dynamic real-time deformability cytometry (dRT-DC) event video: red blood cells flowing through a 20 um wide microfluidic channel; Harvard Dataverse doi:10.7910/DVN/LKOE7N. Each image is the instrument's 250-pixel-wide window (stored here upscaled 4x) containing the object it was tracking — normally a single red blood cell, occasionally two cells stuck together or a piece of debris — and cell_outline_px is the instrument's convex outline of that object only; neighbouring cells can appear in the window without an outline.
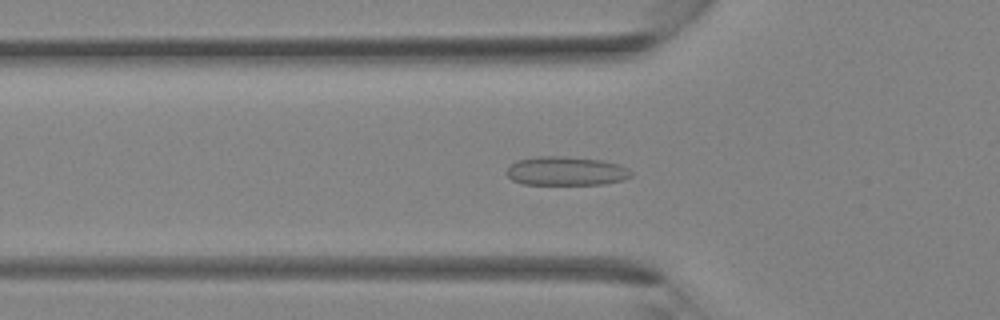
{"species": "Egyptian fruit bat (a non-hibernating species)", "species_latin": "Rousettus aegyptiacus", "temperature_condition": "room temperature", "stored_images_in_passage": 36, "camera_frame_rate_fps": 3000, "um_per_image_px": 0.085, "animal": {"sex": "female"}, "frame": {"image": 1, "passage_image": 12, "time_ms": 3.667, "image_size_px": [1000, 320], "cell_outline_px": [[632, 176], [624, 180], [604, 184], [524, 184], [512, 180], [504, 172], [516, 160], [536, 156], [564, 156], [604, 160], [628, 168], [632, 172]], "centroid_in_image_um": [48.11, 14.53], "position_along_channel_um": 77.7, "area_um2": 21.1}}
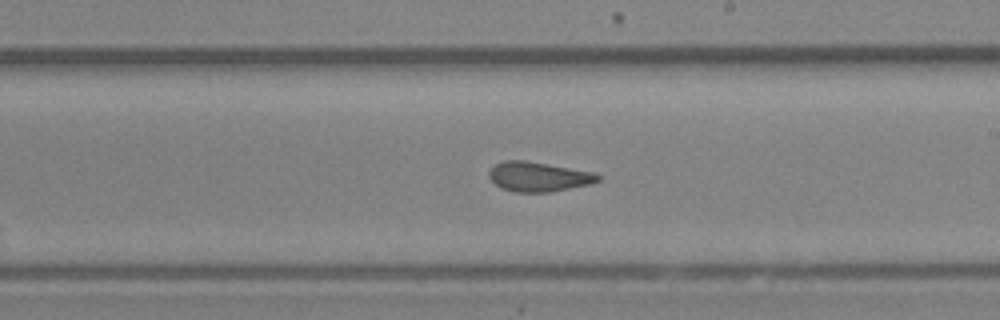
{"frame": {"image": 2, "passage_image": 21, "time_ms": 6.667, "image_size_px": [1000, 320], "cell_outline_px": [[600, 180], [592, 184], [548, 192], [516, 192], [500, 188], [488, 176], [488, 172], [496, 164], [504, 160], [524, 160], [596, 172], [600, 176]], "centroid_in_image_um": [45.79, 15.02], "position_along_channel_um": 243.2, "area_um2": 18.84}}
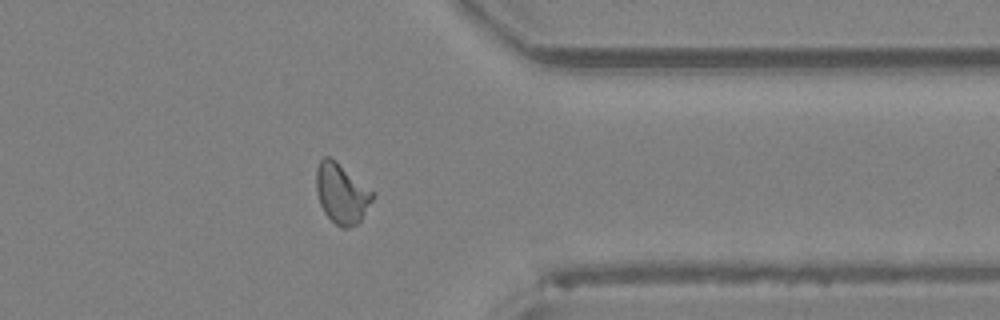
{"frame": {"image": 3, "passage_image": 29, "time_ms": 9.333, "image_size_px": [1000, 320], "cell_outline_px": [[376, 196], [360, 220], [356, 224], [348, 228], [340, 228], [324, 212], [320, 204], [316, 192], [316, 168], [320, 160], [324, 156], [328, 156], [336, 160], [376, 192]], "centroid_in_image_um": [29.06, 16.42], "position_along_channel_um": 382.3, "area_um2": 20.06}}